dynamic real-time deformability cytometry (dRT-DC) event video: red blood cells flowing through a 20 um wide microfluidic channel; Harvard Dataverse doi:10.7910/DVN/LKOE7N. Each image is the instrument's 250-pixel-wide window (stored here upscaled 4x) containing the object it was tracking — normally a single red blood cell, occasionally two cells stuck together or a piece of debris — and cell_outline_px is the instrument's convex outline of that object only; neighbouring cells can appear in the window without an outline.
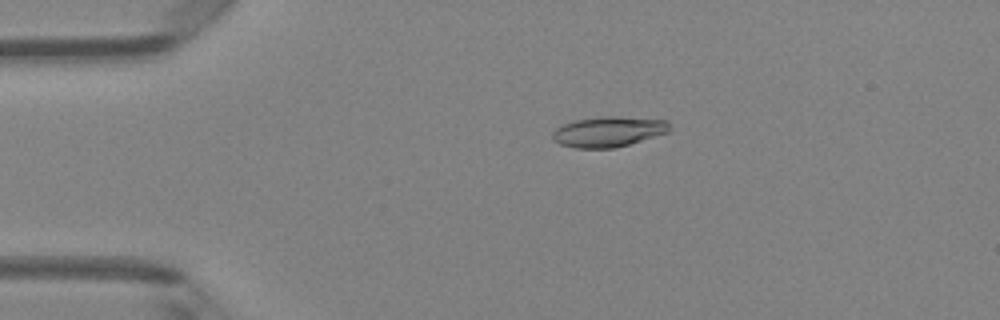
{"species": "Egyptian fruit bat (a non-hibernating species)", "species_latin": "Rousettus aegyptiacus", "temperature_condition": "room temperature", "stored_images_in_passage": 50, "camera_frame_rate_fps": 3000, "um_per_image_px": 0.085, "animal": {"sex": "female"}, "frame": {"image": 1, "passage_image": 11, "time_ms": 3.333, "image_size_px": [1000, 320], "cell_outline_px": [[672, 128], [668, 132], [628, 144], [612, 148], [576, 148], [560, 144], [552, 140], [552, 132], [556, 128], [572, 120], [604, 116], [612, 116], [668, 120]], "centroid_in_image_um": [51.7, 11.18], "position_along_channel_um": 33.3, "area_um2": 20.69}}
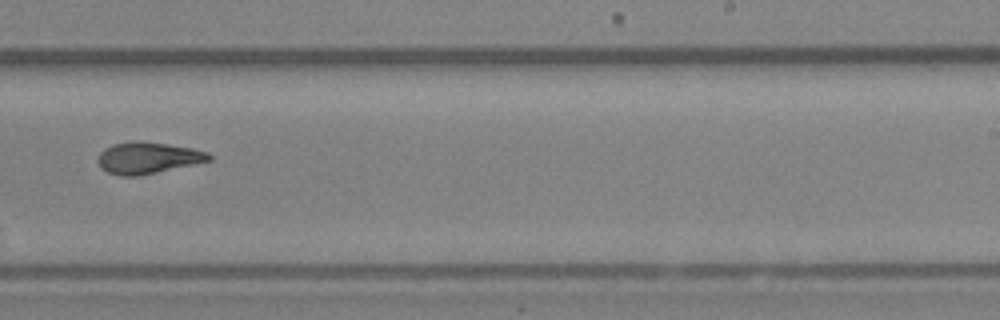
{"frame": {"image": 2, "passage_image": 32, "time_ms": 10.333, "image_size_px": [1000, 320], "cell_outline_px": [[212, 160], [156, 172], [136, 176], [120, 176], [108, 172], [100, 168], [96, 160], [100, 152], [104, 148], [112, 144], [132, 140], [140, 140], [192, 148], [208, 152], [212, 156]], "centroid_in_image_um": [12.52, 13.4], "position_along_channel_um": 276.5, "area_um2": 20.52}}
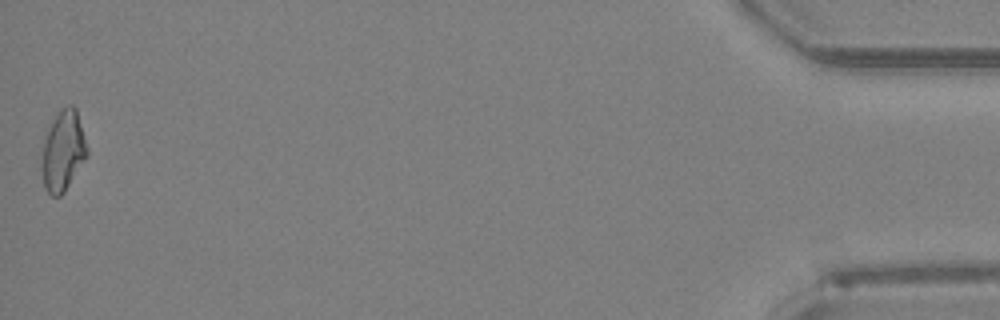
{"frame": {"image": 3, "passage_image": 50, "time_ms": 16.333, "image_size_px": [1000, 320], "cell_outline_px": [[88, 156], [64, 192], [60, 196], [52, 196], [44, 188], [40, 168], [44, 136], [60, 108], [68, 104], [72, 104], [76, 108], [88, 148]], "centroid_in_image_um": [5.35, 12.83], "position_along_channel_um": 429.9, "area_um2": 21.56}, "authors_computed_cell_mechanics": {"area_um2": 20.4612, "velocity_mm_per_s": 4.1278, "shape_relaxation_time_tau1_ms": 4.6369, "shape_relaxation_time_tau2_ms": 2.5509, "deformation_change_tau1": 0.1679, "deformation_change_tau2": 0.1039}}